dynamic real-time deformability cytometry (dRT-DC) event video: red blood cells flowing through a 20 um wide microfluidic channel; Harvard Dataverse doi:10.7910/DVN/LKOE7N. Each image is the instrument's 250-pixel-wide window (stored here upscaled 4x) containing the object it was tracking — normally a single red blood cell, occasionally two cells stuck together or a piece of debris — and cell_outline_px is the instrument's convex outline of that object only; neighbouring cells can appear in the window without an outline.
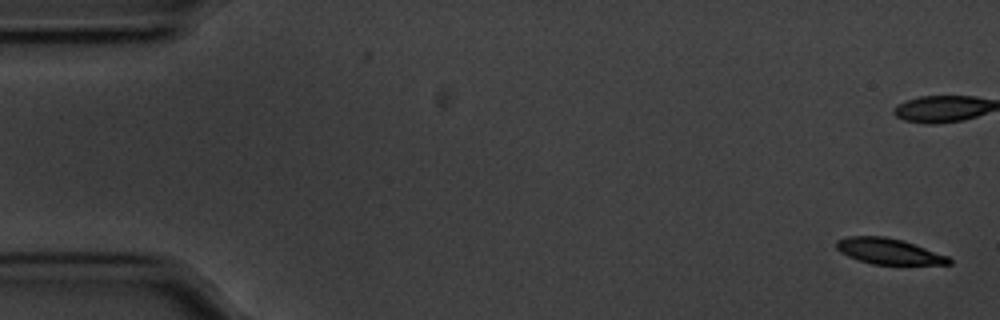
{"species": "common noctule bat (a hibernating species)", "species_latin": "Nyctalus noctula", "temperature_condition": "cold", "stored_images_in_passage": 57, "camera_frame_rate_fps": 3000, "um_per_image_px": 0.085, "animal": {"sex": "male", "body_mass_g": 20.1, "forearm_length_mm": 53.5}, "frame": {"image": 1, "passage_image": 1, "time_ms": 0.0, "image_size_px": [1000, 320], "cell_outline_px": [[952, 264], [872, 264], [848, 256], [840, 252], [836, 248], [836, 240], [848, 236], [884, 236], [904, 240], [948, 256], [952, 260]], "centroid_in_image_um": [75.54, 21.35], "position_along_channel_um": 9.5, "area_um2": 16.88}, "authors_computed_cell_mechanics": {"area_um2": 18.2648, "velocity_mm_per_s": 3.5206, "shape_relaxation_time_tau1_ms": 2.0144, "shape_relaxation_time_tau2_ms": null, "deformation_change_tau1": 0.1092, "deformation_change_tau2": null}}